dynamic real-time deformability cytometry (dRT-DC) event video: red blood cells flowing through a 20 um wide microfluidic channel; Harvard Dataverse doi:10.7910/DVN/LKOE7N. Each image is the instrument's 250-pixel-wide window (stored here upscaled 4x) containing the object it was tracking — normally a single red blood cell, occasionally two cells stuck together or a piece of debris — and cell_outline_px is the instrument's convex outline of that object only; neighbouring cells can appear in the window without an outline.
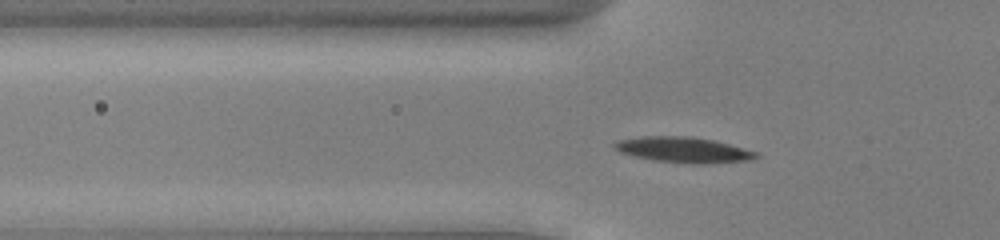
{"species": "common noctule bat (a hibernating species)", "species_latin": "Nyctalus noctula", "temperature_condition": "cold", "stored_images_in_passage": 47, "camera_frame_rate_fps": 3000, "um_per_image_px": 0.085, "animal": {"sex": "male", "body_mass_g": 13.0, "forearm_length_mm": 53.1}, "frame": {"image": 1, "passage_image": 12, "time_ms": 3.667, "image_size_px": [1000, 240], "cell_outline_px": [[760, 156], [748, 160], [712, 164], [688, 164], [656, 160], [636, 156], [620, 152], [612, 148], [612, 144], [616, 140], [644, 136], [688, 136], [712, 140], [728, 144], [756, 152]], "centroid_in_image_um": [58.05, 12.74], "position_along_channel_um": 67.7, "area_um2": 21.04}}
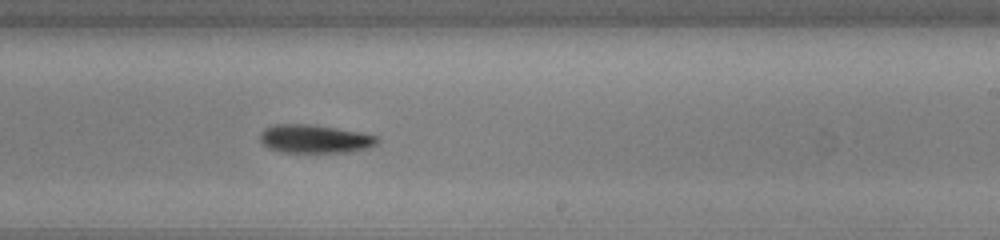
{"frame": {"image": 2, "passage_image": 27, "time_ms": 8.667, "image_size_px": [1000, 240], "cell_outline_px": [[380, 140], [376, 144], [368, 148], [348, 152], [280, 152], [268, 148], [260, 140], [260, 132], [264, 128], [276, 124], [312, 124], [360, 132], [380, 136]], "centroid_in_image_um": [26.77, 11.8], "position_along_channel_um": 262.2, "area_um2": 19.54}}
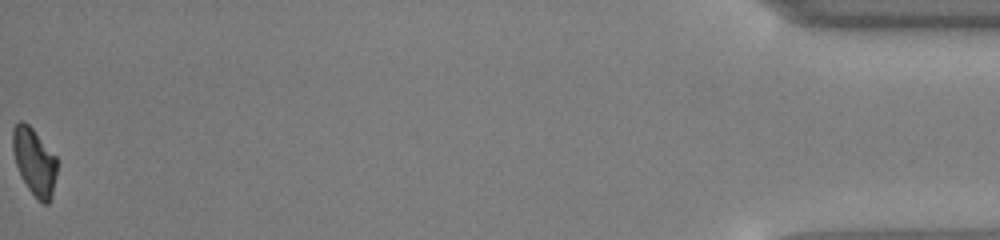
{"frame": {"image": 3, "passage_image": 47, "time_ms": 15.333, "image_size_px": [1000, 240], "cell_outline_px": [[56, 176], [52, 196], [48, 204], [44, 204], [28, 188], [20, 176], [12, 152], [12, 128], [20, 120], [24, 120], [32, 128], [56, 156]], "centroid_in_image_um": [2.9, 13.71], "position_along_channel_um": 432.3, "area_um2": 17.28}, "authors_computed_cell_mechanics": {"area_um2": 18.9584, "velocity_mm_per_s": 3.9379, "shape_relaxation_time_tau1_ms": 2.5846, "shape_relaxation_time_tau2_ms": null, "deformation_change_tau1": 0.1135, "deformation_change_tau2": null}}